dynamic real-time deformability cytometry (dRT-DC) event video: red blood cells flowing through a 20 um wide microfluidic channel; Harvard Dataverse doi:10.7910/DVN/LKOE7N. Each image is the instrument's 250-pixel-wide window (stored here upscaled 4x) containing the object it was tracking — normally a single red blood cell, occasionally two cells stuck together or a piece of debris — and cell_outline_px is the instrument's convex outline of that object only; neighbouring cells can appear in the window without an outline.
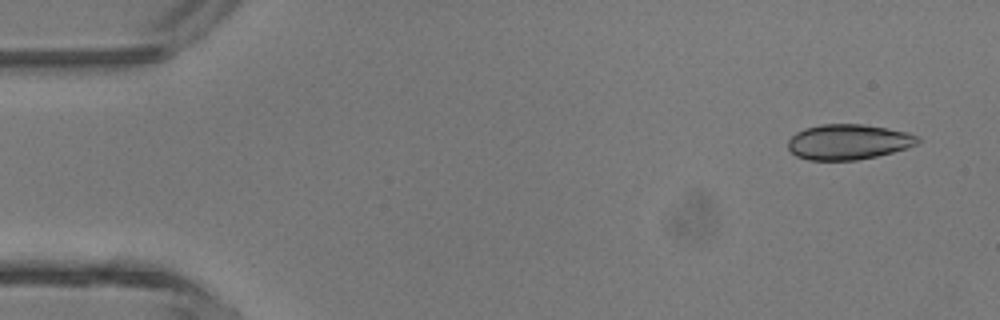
{"species": "common noctule bat (a hibernating species)", "species_latin": "Nyctalus noctula", "temperature_condition": "room temperature", "stored_images_in_passage": 5, "camera_frame_rate_fps": 3000, "um_per_image_px": 0.085, "animal": {"sex": "male", "body_mass_g": 13.3}, "frame": {"image": 1, "passage_image": 1, "time_ms": 0.0, "image_size_px": [1000, 320], "cell_outline_px": [[924, 140], [908, 148], [876, 156], [856, 160], [808, 160], [796, 156], [788, 148], [788, 140], [796, 132], [804, 128], [820, 124], [860, 124], [888, 128], [908, 132], [920, 136]], "centroid_in_image_um": [72.14, 12.05], "position_along_channel_um": 12.9, "area_um2": 26.93}}
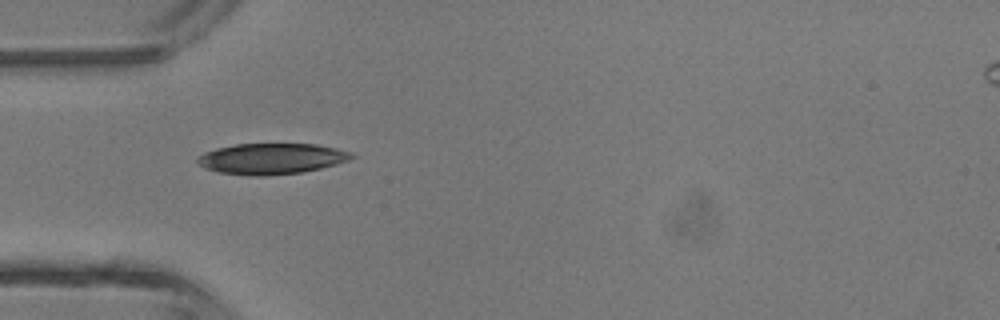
{"frame": {"image": 2, "passage_image": 4, "time_ms": 3.667, "image_size_px": [1000, 320], "cell_outline_px": [[356, 156], [348, 160], [336, 164], [320, 168], [300, 172], [264, 176], [252, 176], [220, 172], [204, 168], [196, 160], [196, 156], [204, 152], [216, 148], [236, 144], [316, 144], [336, 148], [352, 152]], "centroid_in_image_um": [23.06, 13.48], "position_along_channel_um": 61.9, "area_um2": 27.69}}
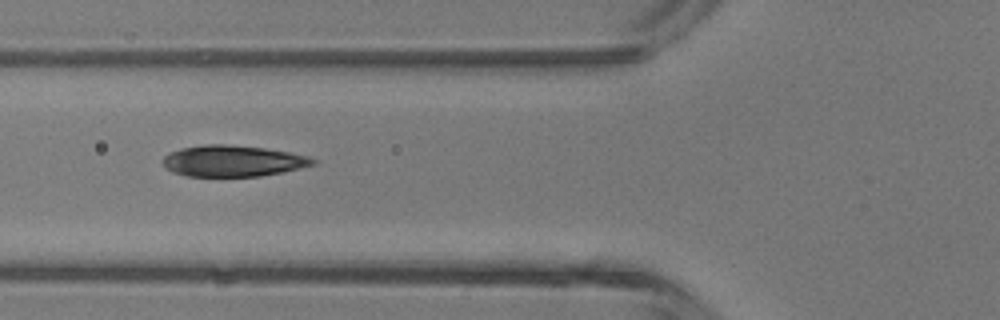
{"frame": {"image": 3, "passage_image": 5, "time_ms": 4.667, "image_size_px": [1000, 320], "cell_outline_px": [[320, 160], [316, 164], [284, 172], [260, 176], [188, 176], [172, 172], [164, 164], [164, 156], [168, 152], [180, 148], [204, 144], [224, 144], [264, 148], [288, 152], [308, 156]], "centroid_in_image_um": [19.82, 13.68], "position_along_channel_um": 106.0, "area_um2": 27.34}}